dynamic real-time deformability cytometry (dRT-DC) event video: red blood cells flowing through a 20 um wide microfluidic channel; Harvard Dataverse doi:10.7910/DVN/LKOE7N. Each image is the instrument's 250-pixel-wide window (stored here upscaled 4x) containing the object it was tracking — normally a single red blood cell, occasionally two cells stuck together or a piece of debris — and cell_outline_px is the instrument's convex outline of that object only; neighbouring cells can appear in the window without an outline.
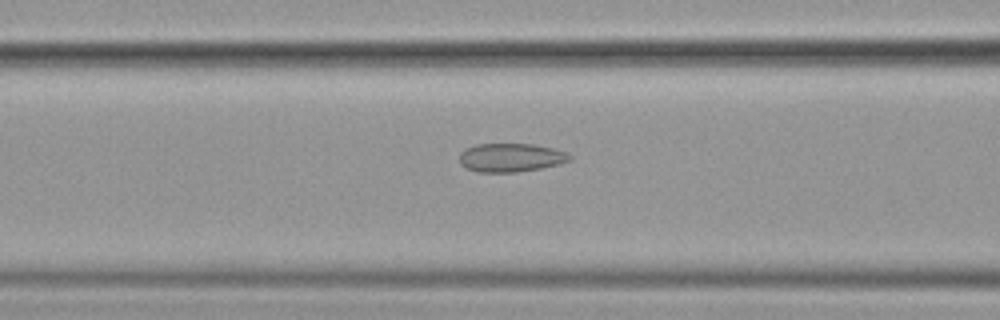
{"species": "common noctule bat (a hibernating species)", "species_latin": "Nyctalus noctula", "temperature_condition": "cold", "stored_images_in_passage": 36, "camera_frame_rate_fps": 3000, "um_per_image_px": 0.085, "animal": {"sex": "female", "body_mass_g": 19.9}, "frame": {"image": 1, "passage_image": 10, "time_ms": 3.0, "image_size_px": [1000, 320], "cell_outline_px": [[572, 160], [560, 164], [540, 168], [516, 172], [480, 172], [468, 168], [460, 164], [460, 152], [464, 148], [476, 144], [532, 144], [552, 148], [568, 152], [572, 156]], "centroid_in_image_um": [43.44, 13.39], "position_along_channel_um": 123.2, "area_um2": 18.44}}
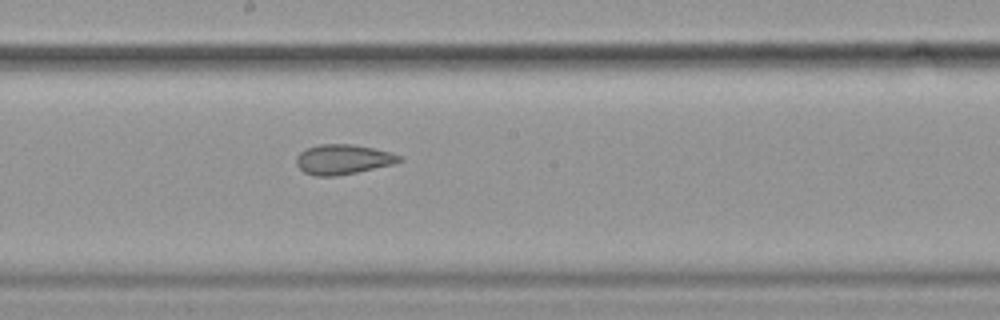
{"frame": {"image": 2, "passage_image": 18, "time_ms": 5.667, "image_size_px": [1000, 320], "cell_outline_px": [[404, 160], [392, 164], [356, 172], [336, 176], [316, 176], [304, 172], [296, 164], [296, 156], [300, 152], [308, 148], [320, 144], [352, 144], [372, 148], [404, 156]], "centroid_in_image_um": [29.15, 13.55], "position_along_channel_um": 219.1, "area_um2": 17.8}}
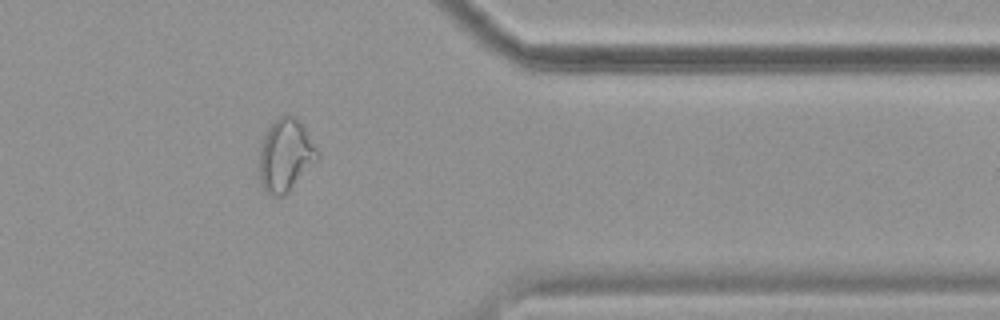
{"frame": {"image": 3, "passage_image": 33, "time_ms": 10.667, "image_size_px": [1000, 320], "cell_outline_px": [[320, 160], [284, 196], [268, 196], [264, 192], [256, 176], [260, 148], [264, 136], [268, 128], [284, 112], [288, 112], [296, 116], [300, 120], [320, 152]], "centroid_in_image_um": [24.26, 13.23], "position_along_channel_um": 387.1, "area_um2": 25.84}}